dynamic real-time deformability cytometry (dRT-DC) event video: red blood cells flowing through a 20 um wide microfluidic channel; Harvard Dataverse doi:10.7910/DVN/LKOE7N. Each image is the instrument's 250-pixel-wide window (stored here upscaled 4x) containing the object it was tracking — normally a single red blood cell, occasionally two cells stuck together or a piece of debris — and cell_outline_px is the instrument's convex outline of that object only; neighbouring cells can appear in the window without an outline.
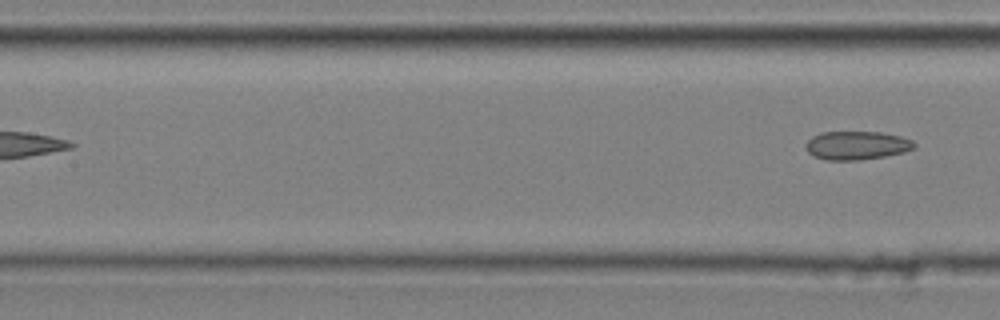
{"species": "common noctule bat (a hibernating species)", "species_latin": "Nyctalus noctula", "temperature_condition": "cold", "stored_images_in_passage": 6, "segment_of_instrument_passage": [2, 2], "camera_frame_rate_fps": 3000, "um_per_image_px": 0.085, "animal": {"sex": "male", "body_mass_g": 20.4}, "frame": {"image": 1, "passage_image": 6, "time_ms": 1.667, "image_size_px": [1000, 320], "cell_outline_px": [[916, 148], [904, 152], [884, 156], [860, 160], [824, 160], [812, 156], [808, 152], [804, 144], [812, 136], [820, 132], [880, 132], [900, 136], [912, 140], [916, 144]], "centroid_in_image_um": [72.8, 12.36], "position_along_channel_um": 134.6, "area_um2": 18.21}}